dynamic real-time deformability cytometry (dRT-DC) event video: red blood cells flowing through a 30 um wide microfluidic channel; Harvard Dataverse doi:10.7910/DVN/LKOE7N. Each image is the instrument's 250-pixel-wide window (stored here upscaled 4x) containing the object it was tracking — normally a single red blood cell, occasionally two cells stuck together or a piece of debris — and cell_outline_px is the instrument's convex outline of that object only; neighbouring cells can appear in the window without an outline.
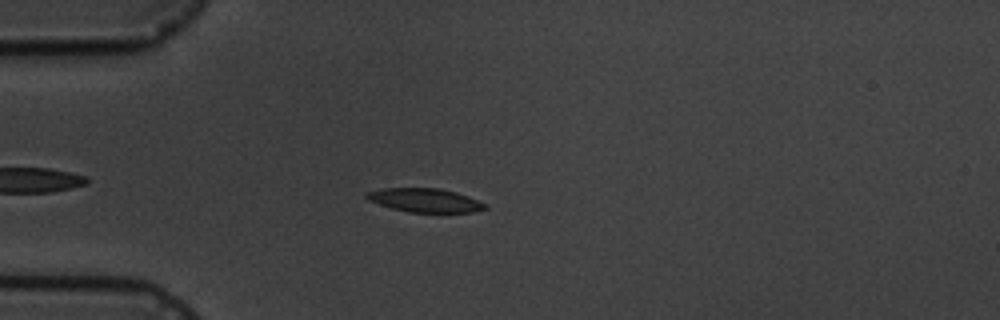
{"species": "common noctule bat (a hibernating species)", "species_latin": "Nyctalus noctula", "temperature_condition": "cold", "stored_images_in_passage": 3, "camera_frame_rate_fps": 3000, "um_per_image_px": 0.085, "animal": {"sex": "male", "body_mass_g": 19.5, "forearm_length_mm": 54.6}, "frame": {"image": 1, "passage_image": 2, "time_ms": 1.333, "image_size_px": [1000, 320], "cell_outline_px": [[488, 208], [476, 212], [408, 212], [392, 208], [368, 200], [364, 196], [364, 192], [384, 188], [440, 188], [456, 192], [468, 196], [488, 204]], "centroid_in_image_um": [36.14, 17.02], "position_along_channel_um": 48.9, "area_um2": 16.53}}